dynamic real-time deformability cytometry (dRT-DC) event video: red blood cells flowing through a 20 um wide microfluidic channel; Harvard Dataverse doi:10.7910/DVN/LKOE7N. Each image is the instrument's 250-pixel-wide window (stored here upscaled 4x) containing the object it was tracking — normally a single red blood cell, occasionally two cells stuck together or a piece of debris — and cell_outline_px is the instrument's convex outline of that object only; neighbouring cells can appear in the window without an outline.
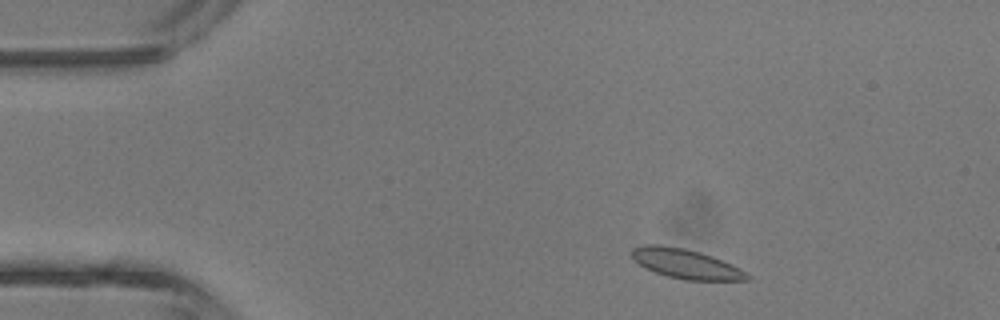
{"species": "common noctule bat (a hibernating species)", "species_latin": "Nyctalus noctula", "temperature_condition": "room temperature", "stored_images_in_passage": 2, "camera_frame_rate_fps": 3000, "um_per_image_px": 0.085, "animal": {"sex": "male", "body_mass_g": 13.3}, "frame": {"image": 1, "passage_image": 1, "time_ms": 0.0, "image_size_px": [1000, 320], "cell_outline_px": [[752, 276], [748, 280], [684, 280], [668, 276], [644, 268], [632, 260], [632, 248], [644, 244], [660, 244], [684, 248], [700, 252], [712, 256], [732, 264], [740, 268]], "centroid_in_image_um": [58.28, 22.41], "position_along_channel_um": 26.7, "area_um2": 20.06}}